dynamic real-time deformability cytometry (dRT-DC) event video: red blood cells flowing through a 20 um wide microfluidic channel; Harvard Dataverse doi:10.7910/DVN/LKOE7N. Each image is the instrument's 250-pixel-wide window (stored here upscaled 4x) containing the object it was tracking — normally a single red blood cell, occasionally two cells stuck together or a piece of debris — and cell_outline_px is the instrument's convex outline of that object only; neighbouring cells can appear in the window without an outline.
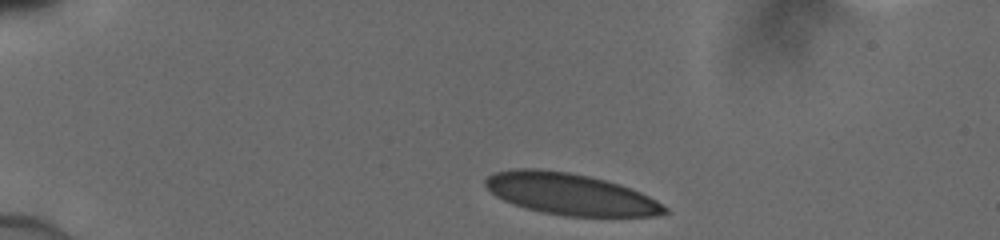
{"species": "human", "species_latin": "Homo sapiens", "temperature_condition": "cold", "stored_images_in_passage": 34, "camera_frame_rate_fps": 3000, "um_per_image_px": 0.085, "donor": {"sex": "male"}, "frame": {"image": 1, "passage_image": 1, "time_ms": 0.0, "image_size_px": [1000, 240], "cell_outline_px": [[668, 212], [652, 216], [564, 216], [540, 212], [524, 208], [512, 204], [496, 196], [484, 184], [484, 180], [488, 176], [496, 172], [516, 168], [536, 168], [568, 172], [588, 176], [620, 184], [640, 192], [656, 200], [668, 208]], "centroid_in_image_um": [48.45, 16.5], "position_along_channel_um": 36.6, "area_um2": 43.29}}
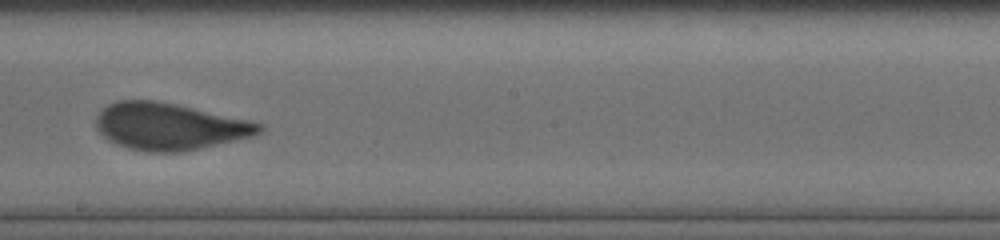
{"frame": {"image": 2, "passage_image": 20, "time_ms": 6.333, "image_size_px": [1000, 240], "cell_outline_px": [[264, 132], [252, 136], [200, 148], [180, 152], [148, 152], [128, 148], [116, 144], [108, 140], [96, 128], [96, 116], [108, 104], [116, 100], [156, 100], [248, 120], [264, 124]], "centroid_in_image_um": [14.39, 10.75], "position_along_channel_um": 233.8, "area_um2": 44.39}}
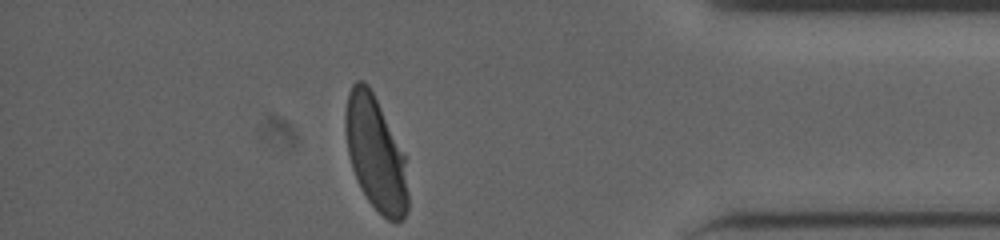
{"frame": {"image": 3, "passage_image": 34, "time_ms": 11.0, "image_size_px": [1000, 240], "cell_outline_px": [[408, 208], [404, 220], [396, 224], [388, 220], [368, 200], [360, 188], [352, 168], [348, 152], [344, 128], [344, 116], [348, 92], [352, 84], [356, 80], [364, 80], [368, 84], [404, 156], [408, 192]], "centroid_in_image_um": [31.9, 13.08], "position_along_channel_um": 403.3, "area_um2": 41.21}}